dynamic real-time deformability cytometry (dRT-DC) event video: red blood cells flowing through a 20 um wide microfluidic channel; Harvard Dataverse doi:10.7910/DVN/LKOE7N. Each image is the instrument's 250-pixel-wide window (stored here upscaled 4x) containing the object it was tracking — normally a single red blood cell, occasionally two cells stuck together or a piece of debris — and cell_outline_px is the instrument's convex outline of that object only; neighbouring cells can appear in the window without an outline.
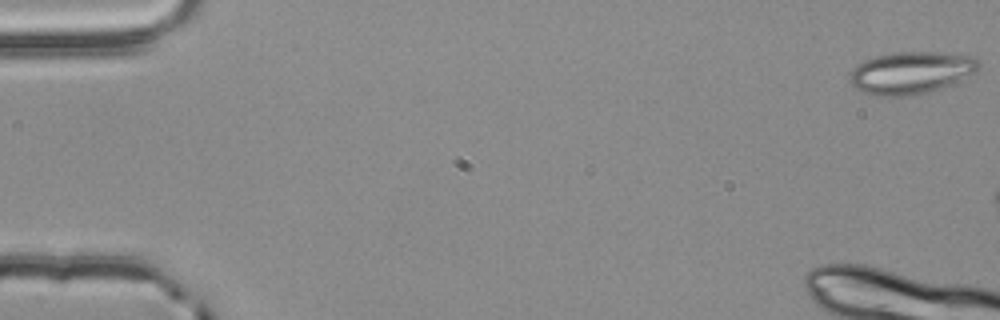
{"species": "common noctule bat (a hibernating species)", "species_latin": "Nyctalus noctula", "temperature_condition": "room temperature", "stored_images_in_passage": 9, "camera_frame_rate_fps": 3000, "um_per_image_px": 0.085, "animal": {"sex": "male", "body_mass_g": 20.4}, "frame": {"image": 1, "passage_image": 1, "time_ms": 0.0, "image_size_px": [1000, 320], "cell_outline_px": [[980, 68], [976, 72], [940, 88], [928, 92], [904, 96], [880, 96], [864, 92], [856, 88], [848, 80], [848, 76], [856, 64], [864, 60], [876, 56], [892, 52], [932, 52], [976, 56], [980, 60]], "centroid_in_image_um": [77.43, 6.16], "position_along_channel_um": 7.6, "area_um2": 31.73}}